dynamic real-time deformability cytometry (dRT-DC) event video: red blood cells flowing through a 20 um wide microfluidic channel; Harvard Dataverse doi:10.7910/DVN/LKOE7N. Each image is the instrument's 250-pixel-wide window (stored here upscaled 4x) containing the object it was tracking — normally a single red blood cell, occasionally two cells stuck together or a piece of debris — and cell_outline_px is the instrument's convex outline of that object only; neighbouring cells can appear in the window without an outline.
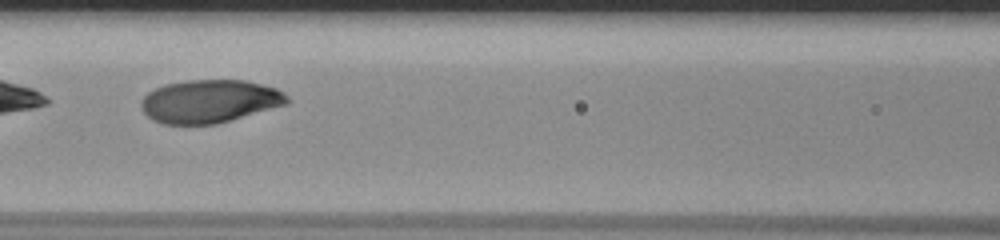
{"species": "human", "species_latin": "Homo sapiens", "temperature_condition": "room temperature", "stored_images_in_passage": 51, "segment_of_instrument_passage": [2, 2], "camera_frame_rate_fps": 3000, "um_per_image_px": 0.085, "donor": {"sex": "male"}, "frame": {"image": 1, "passage_image": 21, "time_ms": 6.667, "image_size_px": [1000, 240], "cell_outline_px": [[292, 100], [288, 104], [216, 124], [164, 124], [152, 120], [144, 112], [140, 104], [140, 100], [148, 92], [164, 84], [188, 80], [244, 80], [276, 88], [284, 92]], "centroid_in_image_um": [17.83, 8.6], "position_along_channel_um": 148.8, "area_um2": 36.76}}
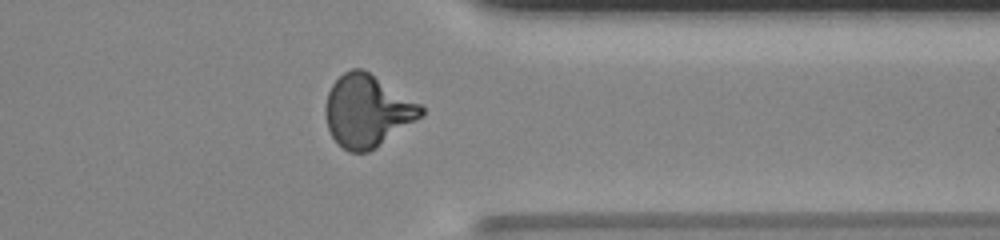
{"frame": {"image": 2, "passage_image": 40, "time_ms": 13.0, "image_size_px": [1000, 240], "cell_outline_px": [[424, 112], [416, 120], [376, 148], [368, 152], [348, 152], [332, 136], [328, 128], [324, 112], [324, 108], [328, 92], [332, 84], [344, 72], [352, 68], [364, 68], [420, 104], [424, 108]], "centroid_in_image_um": [31.2, 9.41], "position_along_channel_um": 380.2, "area_um2": 40.0}}
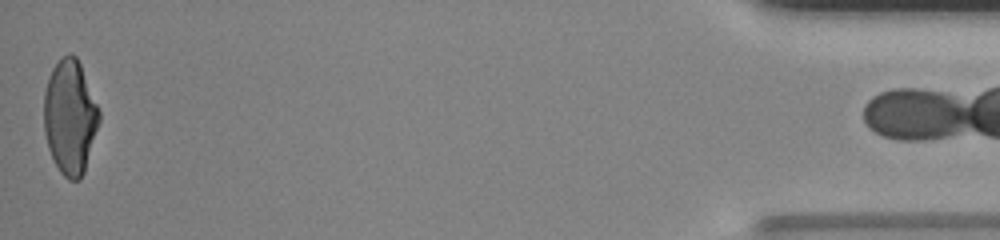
{"frame": {"image": 3, "passage_image": 50, "time_ms": 16.333, "image_size_px": [1000, 240], "cell_outline_px": [[100, 120], [84, 172], [80, 180], [68, 180], [60, 172], [52, 160], [48, 148], [44, 132], [44, 92], [52, 68], [68, 52], [72, 52], [76, 56], [80, 64], [100, 112]], "centroid_in_image_um": [5.94, 9.97], "position_along_channel_um": 429.3, "area_um2": 36.76}}